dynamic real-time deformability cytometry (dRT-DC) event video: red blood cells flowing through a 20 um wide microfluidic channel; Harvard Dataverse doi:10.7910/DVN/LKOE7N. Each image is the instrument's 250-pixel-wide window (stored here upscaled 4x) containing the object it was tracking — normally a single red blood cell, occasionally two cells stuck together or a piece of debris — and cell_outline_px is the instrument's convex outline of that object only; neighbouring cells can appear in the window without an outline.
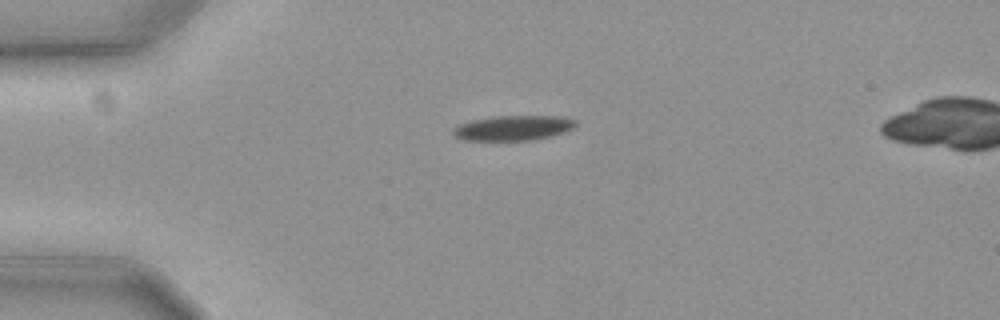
{"species": "common noctule bat (a hibernating species)", "species_latin": "Nyctalus noctula", "temperature_condition": "cold", "stored_images_in_passage": 45, "segment_of_instrument_passage": [1, 2], "camera_frame_rate_fps": 3000, "um_per_image_px": 0.085, "animal": {"sex": "female", "body_mass_g": 19.3, "forearm_length_mm": 54.1}, "frame": {"image": 1, "passage_image": 1, "time_ms": 0.0, "image_size_px": [1000, 320], "cell_outline_px": [[576, 124], [572, 128], [564, 132], [532, 140], [464, 140], [456, 136], [452, 132], [452, 128], [460, 124], [472, 120], [496, 116], [564, 116], [576, 120]], "centroid_in_image_um": [43.62, 10.86], "position_along_channel_um": 41.4, "area_um2": 17.69}}
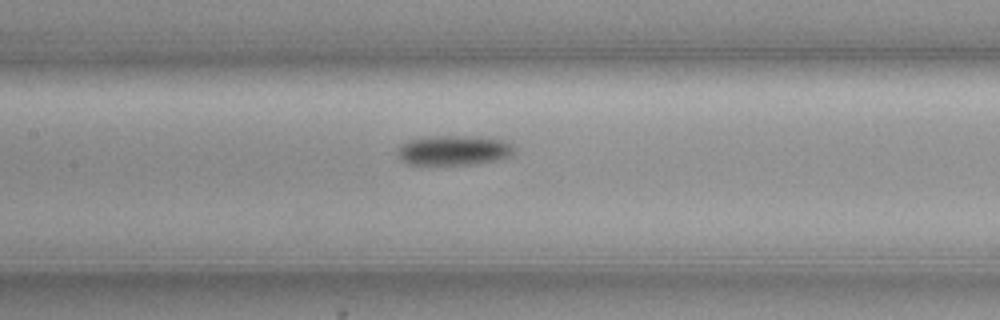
{"frame": {"image": 2, "passage_image": 14, "time_ms": 4.333, "image_size_px": [1000, 320], "cell_outline_px": [[512, 156], [496, 160], [472, 164], [408, 164], [400, 160], [396, 148], [400, 144], [412, 140], [432, 136], [480, 136], [504, 140], [512, 144]], "centroid_in_image_um": [38.56, 12.77], "position_along_channel_um": 168.8, "area_um2": 20.23}}
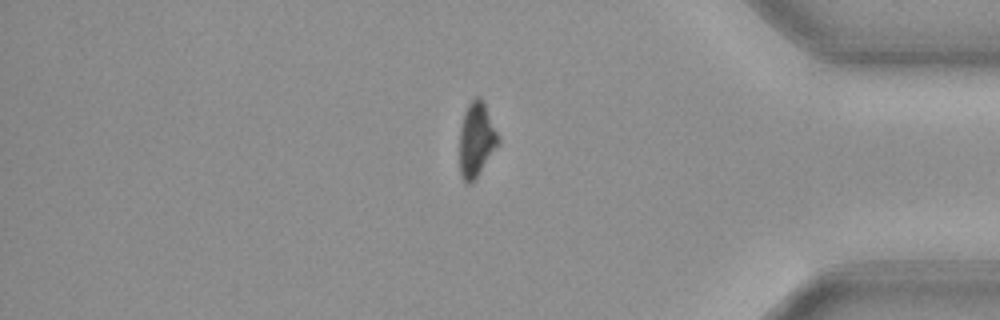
{"frame": {"image": 3, "passage_image": 35, "time_ms": 11.333, "image_size_px": [1000, 320], "cell_outline_px": [[500, 140], [476, 176], [468, 184], [464, 184], [460, 176], [460, 128], [464, 112], [468, 104], [476, 96], [480, 96], [484, 104]], "centroid_in_image_um": [40.45, 11.86], "position_along_channel_um": 394.8, "area_um2": 16.18}}